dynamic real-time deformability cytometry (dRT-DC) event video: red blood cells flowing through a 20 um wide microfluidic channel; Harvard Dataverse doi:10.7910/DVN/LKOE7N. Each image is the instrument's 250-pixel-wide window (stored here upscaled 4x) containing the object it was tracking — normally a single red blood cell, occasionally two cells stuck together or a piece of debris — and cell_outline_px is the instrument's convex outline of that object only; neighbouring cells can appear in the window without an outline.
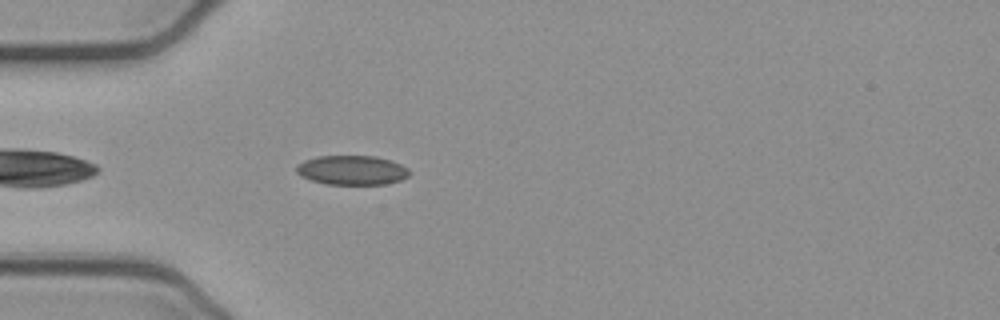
{"species": "common noctule bat (a hibernating species)", "species_latin": "Nyctalus noctula", "temperature_condition": "cold", "stored_images_in_passage": 41, "camera_frame_rate_fps": 3000, "um_per_image_px": 0.085, "animal": {"sex": "female", "body_mass_g": 21.9}, "frame": {"image": 1, "passage_image": 4, "time_ms": 1.0, "image_size_px": [1000, 320], "cell_outline_px": [[412, 172], [408, 176], [400, 180], [384, 184], [324, 184], [300, 176], [296, 172], [296, 164], [304, 160], [316, 156], [376, 156], [400, 164], [408, 168]], "centroid_in_image_um": [29.89, 14.46], "position_along_channel_um": 55.1, "area_um2": 19.42}}
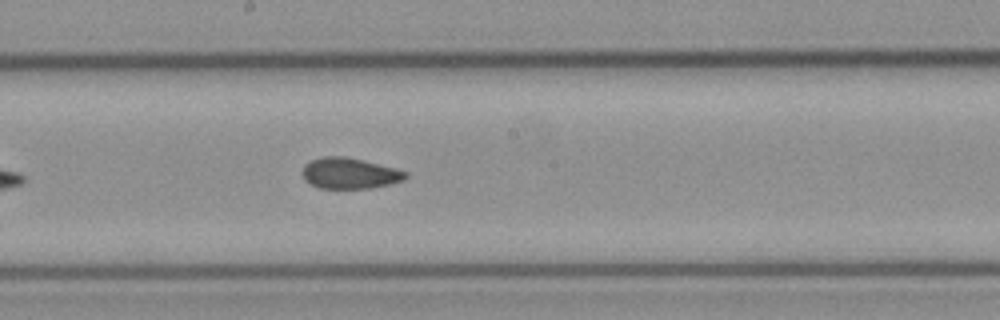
{"frame": {"image": 2, "passage_image": 17, "time_ms": 5.333, "image_size_px": [1000, 320], "cell_outline_px": [[408, 176], [404, 180], [388, 184], [368, 188], [316, 188], [304, 180], [300, 172], [304, 164], [320, 156], [344, 156], [364, 160], [396, 168], [408, 172]], "centroid_in_image_um": [29.67, 14.72], "position_along_channel_um": 218.5, "area_um2": 18.84}}
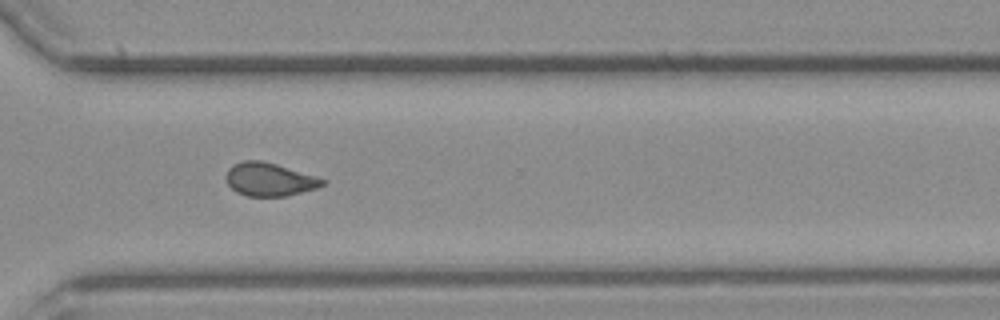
{"frame": {"image": 3, "passage_image": 27, "time_ms": 8.667, "image_size_px": [1000, 320], "cell_outline_px": [[328, 180], [324, 184], [316, 188], [284, 196], [248, 196], [236, 192], [228, 184], [224, 176], [228, 168], [232, 164], [244, 160], [260, 160], [276, 164]], "centroid_in_image_um": [22.85, 15.24], "position_along_channel_um": 347.7, "area_um2": 18.61}, "authors_computed_cell_mechanics": {"area_um2": 19.074, "velocity_mm_per_s": 3.8977, "shape_relaxation_time_tau1_ms": null, "shape_relaxation_time_tau2_ms": 2.2122, "deformation_change_tau1": null, "deformation_change_tau2": 0.0778}}